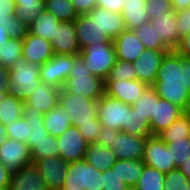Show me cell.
<instances>
[{"label": "cell", "mask_w": 190, "mask_h": 190, "mask_svg": "<svg viewBox=\"0 0 190 190\" xmlns=\"http://www.w3.org/2000/svg\"><path fill=\"white\" fill-rule=\"evenodd\" d=\"M152 86L159 98L176 104L185 112L190 111V91L184 87L185 78L180 67V55L175 50L165 54Z\"/></svg>", "instance_id": "6da1fadb"}, {"label": "cell", "mask_w": 190, "mask_h": 190, "mask_svg": "<svg viewBox=\"0 0 190 190\" xmlns=\"http://www.w3.org/2000/svg\"><path fill=\"white\" fill-rule=\"evenodd\" d=\"M105 81L87 69L79 55H73V65L63 90L69 94L98 101L104 94Z\"/></svg>", "instance_id": "7a4b0ae2"}, {"label": "cell", "mask_w": 190, "mask_h": 190, "mask_svg": "<svg viewBox=\"0 0 190 190\" xmlns=\"http://www.w3.org/2000/svg\"><path fill=\"white\" fill-rule=\"evenodd\" d=\"M8 70L10 74L8 95L22 101L27 100L41 83L40 66L20 58Z\"/></svg>", "instance_id": "3957f363"}, {"label": "cell", "mask_w": 190, "mask_h": 190, "mask_svg": "<svg viewBox=\"0 0 190 190\" xmlns=\"http://www.w3.org/2000/svg\"><path fill=\"white\" fill-rule=\"evenodd\" d=\"M78 55L87 69L104 81L108 78L117 60L113 43L91 44L80 50Z\"/></svg>", "instance_id": "277c9868"}, {"label": "cell", "mask_w": 190, "mask_h": 190, "mask_svg": "<svg viewBox=\"0 0 190 190\" xmlns=\"http://www.w3.org/2000/svg\"><path fill=\"white\" fill-rule=\"evenodd\" d=\"M61 190H102V172L84 159L70 162Z\"/></svg>", "instance_id": "5b68a950"}, {"label": "cell", "mask_w": 190, "mask_h": 190, "mask_svg": "<svg viewBox=\"0 0 190 190\" xmlns=\"http://www.w3.org/2000/svg\"><path fill=\"white\" fill-rule=\"evenodd\" d=\"M59 105L68 112L72 125L77 128L97 118V101L69 94L63 89L60 92Z\"/></svg>", "instance_id": "8992f818"}, {"label": "cell", "mask_w": 190, "mask_h": 190, "mask_svg": "<svg viewBox=\"0 0 190 190\" xmlns=\"http://www.w3.org/2000/svg\"><path fill=\"white\" fill-rule=\"evenodd\" d=\"M142 161L145 165L163 173L177 169L172 160L171 148L158 135L147 137Z\"/></svg>", "instance_id": "52a82bcc"}, {"label": "cell", "mask_w": 190, "mask_h": 190, "mask_svg": "<svg viewBox=\"0 0 190 190\" xmlns=\"http://www.w3.org/2000/svg\"><path fill=\"white\" fill-rule=\"evenodd\" d=\"M131 109V105L106 94H103L97 101V117L100 124L117 131H122V127L126 123L127 111H131Z\"/></svg>", "instance_id": "ba28073f"}, {"label": "cell", "mask_w": 190, "mask_h": 190, "mask_svg": "<svg viewBox=\"0 0 190 190\" xmlns=\"http://www.w3.org/2000/svg\"><path fill=\"white\" fill-rule=\"evenodd\" d=\"M73 65V55L55 54L40 66L41 82L57 89H62L69 78Z\"/></svg>", "instance_id": "9c48e42d"}, {"label": "cell", "mask_w": 190, "mask_h": 190, "mask_svg": "<svg viewBox=\"0 0 190 190\" xmlns=\"http://www.w3.org/2000/svg\"><path fill=\"white\" fill-rule=\"evenodd\" d=\"M0 162L11 174L33 164L27 143L12 138H7L0 146Z\"/></svg>", "instance_id": "30bf717a"}, {"label": "cell", "mask_w": 190, "mask_h": 190, "mask_svg": "<svg viewBox=\"0 0 190 190\" xmlns=\"http://www.w3.org/2000/svg\"><path fill=\"white\" fill-rule=\"evenodd\" d=\"M59 156L67 163L84 159L89 145L76 126H70L59 137Z\"/></svg>", "instance_id": "8fae6325"}, {"label": "cell", "mask_w": 190, "mask_h": 190, "mask_svg": "<svg viewBox=\"0 0 190 190\" xmlns=\"http://www.w3.org/2000/svg\"><path fill=\"white\" fill-rule=\"evenodd\" d=\"M68 164L57 156L38 160L34 166L43 176L49 190H61L67 176Z\"/></svg>", "instance_id": "7c38bea8"}, {"label": "cell", "mask_w": 190, "mask_h": 190, "mask_svg": "<svg viewBox=\"0 0 190 190\" xmlns=\"http://www.w3.org/2000/svg\"><path fill=\"white\" fill-rule=\"evenodd\" d=\"M62 89H57L41 82L30 97L24 101L23 111L41 112L47 114L59 104V96Z\"/></svg>", "instance_id": "4fadbf2b"}, {"label": "cell", "mask_w": 190, "mask_h": 190, "mask_svg": "<svg viewBox=\"0 0 190 190\" xmlns=\"http://www.w3.org/2000/svg\"><path fill=\"white\" fill-rule=\"evenodd\" d=\"M147 137L126 134L120 131L114 136L111 148L114 150L117 159L142 160Z\"/></svg>", "instance_id": "5bb4252c"}, {"label": "cell", "mask_w": 190, "mask_h": 190, "mask_svg": "<svg viewBox=\"0 0 190 190\" xmlns=\"http://www.w3.org/2000/svg\"><path fill=\"white\" fill-rule=\"evenodd\" d=\"M169 51L145 49L133 62L137 79L148 86L156 80L157 71L165 54Z\"/></svg>", "instance_id": "9a60e30c"}, {"label": "cell", "mask_w": 190, "mask_h": 190, "mask_svg": "<svg viewBox=\"0 0 190 190\" xmlns=\"http://www.w3.org/2000/svg\"><path fill=\"white\" fill-rule=\"evenodd\" d=\"M147 86V84L138 79L128 81H105L104 94L132 106L142 96Z\"/></svg>", "instance_id": "2e32d148"}, {"label": "cell", "mask_w": 190, "mask_h": 190, "mask_svg": "<svg viewBox=\"0 0 190 190\" xmlns=\"http://www.w3.org/2000/svg\"><path fill=\"white\" fill-rule=\"evenodd\" d=\"M87 15L111 40L116 39L121 33L127 30L125 20L121 13L96 6Z\"/></svg>", "instance_id": "e0dca14e"}, {"label": "cell", "mask_w": 190, "mask_h": 190, "mask_svg": "<svg viewBox=\"0 0 190 190\" xmlns=\"http://www.w3.org/2000/svg\"><path fill=\"white\" fill-rule=\"evenodd\" d=\"M54 55L50 41L27 32L23 39L22 58L26 59L28 63L41 66Z\"/></svg>", "instance_id": "ac0fdd59"}, {"label": "cell", "mask_w": 190, "mask_h": 190, "mask_svg": "<svg viewBox=\"0 0 190 190\" xmlns=\"http://www.w3.org/2000/svg\"><path fill=\"white\" fill-rule=\"evenodd\" d=\"M54 54L78 55L80 47L77 42L74 21H63L56 26L55 36L51 40Z\"/></svg>", "instance_id": "d6986e66"}, {"label": "cell", "mask_w": 190, "mask_h": 190, "mask_svg": "<svg viewBox=\"0 0 190 190\" xmlns=\"http://www.w3.org/2000/svg\"><path fill=\"white\" fill-rule=\"evenodd\" d=\"M184 113L185 111L176 104L159 98L149 122L151 135H159Z\"/></svg>", "instance_id": "ffe728a7"}, {"label": "cell", "mask_w": 190, "mask_h": 190, "mask_svg": "<svg viewBox=\"0 0 190 190\" xmlns=\"http://www.w3.org/2000/svg\"><path fill=\"white\" fill-rule=\"evenodd\" d=\"M74 24L80 50L91 44L113 43V40H111L87 14L79 15L74 20Z\"/></svg>", "instance_id": "44dd1931"}, {"label": "cell", "mask_w": 190, "mask_h": 190, "mask_svg": "<svg viewBox=\"0 0 190 190\" xmlns=\"http://www.w3.org/2000/svg\"><path fill=\"white\" fill-rule=\"evenodd\" d=\"M155 31L169 50H175L179 45L178 28L176 27V12L166 11L155 18L149 19Z\"/></svg>", "instance_id": "7402d4cb"}, {"label": "cell", "mask_w": 190, "mask_h": 190, "mask_svg": "<svg viewBox=\"0 0 190 190\" xmlns=\"http://www.w3.org/2000/svg\"><path fill=\"white\" fill-rule=\"evenodd\" d=\"M118 60L133 63L146 49L133 30H126L113 40Z\"/></svg>", "instance_id": "603a6c76"}, {"label": "cell", "mask_w": 190, "mask_h": 190, "mask_svg": "<svg viewBox=\"0 0 190 190\" xmlns=\"http://www.w3.org/2000/svg\"><path fill=\"white\" fill-rule=\"evenodd\" d=\"M7 190H49L43 176L34 164L11 175Z\"/></svg>", "instance_id": "cb8c5ba5"}, {"label": "cell", "mask_w": 190, "mask_h": 190, "mask_svg": "<svg viewBox=\"0 0 190 190\" xmlns=\"http://www.w3.org/2000/svg\"><path fill=\"white\" fill-rule=\"evenodd\" d=\"M84 160L94 166L97 170L103 172L111 169L116 163L117 158L112 148L102 146L98 143H89Z\"/></svg>", "instance_id": "d4e9b609"}, {"label": "cell", "mask_w": 190, "mask_h": 190, "mask_svg": "<svg viewBox=\"0 0 190 190\" xmlns=\"http://www.w3.org/2000/svg\"><path fill=\"white\" fill-rule=\"evenodd\" d=\"M145 7L146 0H124L121 15L128 30H133L149 21Z\"/></svg>", "instance_id": "484cf974"}, {"label": "cell", "mask_w": 190, "mask_h": 190, "mask_svg": "<svg viewBox=\"0 0 190 190\" xmlns=\"http://www.w3.org/2000/svg\"><path fill=\"white\" fill-rule=\"evenodd\" d=\"M23 117L26 119V143L31 151L48 133L41 112L23 111Z\"/></svg>", "instance_id": "4316f807"}, {"label": "cell", "mask_w": 190, "mask_h": 190, "mask_svg": "<svg viewBox=\"0 0 190 190\" xmlns=\"http://www.w3.org/2000/svg\"><path fill=\"white\" fill-rule=\"evenodd\" d=\"M44 126L48 134L59 137L68 127L72 126L68 112L59 104L43 115Z\"/></svg>", "instance_id": "83f0119b"}, {"label": "cell", "mask_w": 190, "mask_h": 190, "mask_svg": "<svg viewBox=\"0 0 190 190\" xmlns=\"http://www.w3.org/2000/svg\"><path fill=\"white\" fill-rule=\"evenodd\" d=\"M59 23L60 21L52 13L45 10L27 26L28 33L40 36L51 42L55 36L56 26Z\"/></svg>", "instance_id": "f1b7e54d"}, {"label": "cell", "mask_w": 190, "mask_h": 190, "mask_svg": "<svg viewBox=\"0 0 190 190\" xmlns=\"http://www.w3.org/2000/svg\"><path fill=\"white\" fill-rule=\"evenodd\" d=\"M144 165L145 164L142 160L117 159L116 163L112 167V170H115L119 178L128 186L135 187L141 177Z\"/></svg>", "instance_id": "f546056e"}, {"label": "cell", "mask_w": 190, "mask_h": 190, "mask_svg": "<svg viewBox=\"0 0 190 190\" xmlns=\"http://www.w3.org/2000/svg\"><path fill=\"white\" fill-rule=\"evenodd\" d=\"M15 17L27 26L45 11L44 0H15Z\"/></svg>", "instance_id": "4dcf8cb0"}, {"label": "cell", "mask_w": 190, "mask_h": 190, "mask_svg": "<svg viewBox=\"0 0 190 190\" xmlns=\"http://www.w3.org/2000/svg\"><path fill=\"white\" fill-rule=\"evenodd\" d=\"M158 136L166 144L174 140L190 138V111L185 112Z\"/></svg>", "instance_id": "1f68e13d"}, {"label": "cell", "mask_w": 190, "mask_h": 190, "mask_svg": "<svg viewBox=\"0 0 190 190\" xmlns=\"http://www.w3.org/2000/svg\"><path fill=\"white\" fill-rule=\"evenodd\" d=\"M27 32V25L17 19L15 15L0 18V42L10 38L24 39Z\"/></svg>", "instance_id": "d6a6232c"}, {"label": "cell", "mask_w": 190, "mask_h": 190, "mask_svg": "<svg viewBox=\"0 0 190 190\" xmlns=\"http://www.w3.org/2000/svg\"><path fill=\"white\" fill-rule=\"evenodd\" d=\"M24 101L5 95L0 102V123L10 124L23 117Z\"/></svg>", "instance_id": "836d02e7"}, {"label": "cell", "mask_w": 190, "mask_h": 190, "mask_svg": "<svg viewBox=\"0 0 190 190\" xmlns=\"http://www.w3.org/2000/svg\"><path fill=\"white\" fill-rule=\"evenodd\" d=\"M23 39L10 38L0 42V65L8 68L22 58Z\"/></svg>", "instance_id": "e575fe53"}, {"label": "cell", "mask_w": 190, "mask_h": 190, "mask_svg": "<svg viewBox=\"0 0 190 190\" xmlns=\"http://www.w3.org/2000/svg\"><path fill=\"white\" fill-rule=\"evenodd\" d=\"M137 37L142 41L146 49L157 51H170L161 40L159 34L155 31L150 21L133 29Z\"/></svg>", "instance_id": "d590c367"}, {"label": "cell", "mask_w": 190, "mask_h": 190, "mask_svg": "<svg viewBox=\"0 0 190 190\" xmlns=\"http://www.w3.org/2000/svg\"><path fill=\"white\" fill-rule=\"evenodd\" d=\"M121 132L135 136H150L151 128L149 121L132 108L131 111H127L126 123Z\"/></svg>", "instance_id": "8d00e7d4"}, {"label": "cell", "mask_w": 190, "mask_h": 190, "mask_svg": "<svg viewBox=\"0 0 190 190\" xmlns=\"http://www.w3.org/2000/svg\"><path fill=\"white\" fill-rule=\"evenodd\" d=\"M45 10L52 13L60 22L74 21L79 15L71 0H44Z\"/></svg>", "instance_id": "74e56055"}, {"label": "cell", "mask_w": 190, "mask_h": 190, "mask_svg": "<svg viewBox=\"0 0 190 190\" xmlns=\"http://www.w3.org/2000/svg\"><path fill=\"white\" fill-rule=\"evenodd\" d=\"M165 173L144 165L141 177L135 188L137 190H164Z\"/></svg>", "instance_id": "f35d334b"}, {"label": "cell", "mask_w": 190, "mask_h": 190, "mask_svg": "<svg viewBox=\"0 0 190 190\" xmlns=\"http://www.w3.org/2000/svg\"><path fill=\"white\" fill-rule=\"evenodd\" d=\"M159 100L153 86H147L142 93V96L132 105V108L139 112L146 120L150 122L154 115L155 103Z\"/></svg>", "instance_id": "ab89813d"}, {"label": "cell", "mask_w": 190, "mask_h": 190, "mask_svg": "<svg viewBox=\"0 0 190 190\" xmlns=\"http://www.w3.org/2000/svg\"><path fill=\"white\" fill-rule=\"evenodd\" d=\"M30 152L33 164L38 160L59 156L57 138L48 134L43 140L36 143L35 147Z\"/></svg>", "instance_id": "60d3db41"}, {"label": "cell", "mask_w": 190, "mask_h": 190, "mask_svg": "<svg viewBox=\"0 0 190 190\" xmlns=\"http://www.w3.org/2000/svg\"><path fill=\"white\" fill-rule=\"evenodd\" d=\"M135 79H137V75L133 63L117 59L105 81H128Z\"/></svg>", "instance_id": "b9f144b4"}, {"label": "cell", "mask_w": 190, "mask_h": 190, "mask_svg": "<svg viewBox=\"0 0 190 190\" xmlns=\"http://www.w3.org/2000/svg\"><path fill=\"white\" fill-rule=\"evenodd\" d=\"M167 145L171 148L172 160L177 168L190 157V138L174 140Z\"/></svg>", "instance_id": "7bdbcfd3"}, {"label": "cell", "mask_w": 190, "mask_h": 190, "mask_svg": "<svg viewBox=\"0 0 190 190\" xmlns=\"http://www.w3.org/2000/svg\"><path fill=\"white\" fill-rule=\"evenodd\" d=\"M189 179L177 168L165 173L164 190H187Z\"/></svg>", "instance_id": "ee69618b"}, {"label": "cell", "mask_w": 190, "mask_h": 190, "mask_svg": "<svg viewBox=\"0 0 190 190\" xmlns=\"http://www.w3.org/2000/svg\"><path fill=\"white\" fill-rule=\"evenodd\" d=\"M127 187L112 168L102 172V190H125Z\"/></svg>", "instance_id": "f6af8a7d"}, {"label": "cell", "mask_w": 190, "mask_h": 190, "mask_svg": "<svg viewBox=\"0 0 190 190\" xmlns=\"http://www.w3.org/2000/svg\"><path fill=\"white\" fill-rule=\"evenodd\" d=\"M145 9L149 19L155 18L166 11H174L171 0H146Z\"/></svg>", "instance_id": "bcb514c9"}, {"label": "cell", "mask_w": 190, "mask_h": 190, "mask_svg": "<svg viewBox=\"0 0 190 190\" xmlns=\"http://www.w3.org/2000/svg\"><path fill=\"white\" fill-rule=\"evenodd\" d=\"M8 138L26 143V119L21 117L6 125Z\"/></svg>", "instance_id": "7dc6e473"}, {"label": "cell", "mask_w": 190, "mask_h": 190, "mask_svg": "<svg viewBox=\"0 0 190 190\" xmlns=\"http://www.w3.org/2000/svg\"><path fill=\"white\" fill-rule=\"evenodd\" d=\"M102 125L98 117L91 123L82 124L78 127L79 132L83 138L89 143H95L98 139Z\"/></svg>", "instance_id": "c3c4849f"}, {"label": "cell", "mask_w": 190, "mask_h": 190, "mask_svg": "<svg viewBox=\"0 0 190 190\" xmlns=\"http://www.w3.org/2000/svg\"><path fill=\"white\" fill-rule=\"evenodd\" d=\"M176 27L178 28V38L190 33V8L176 12Z\"/></svg>", "instance_id": "681fc988"}, {"label": "cell", "mask_w": 190, "mask_h": 190, "mask_svg": "<svg viewBox=\"0 0 190 190\" xmlns=\"http://www.w3.org/2000/svg\"><path fill=\"white\" fill-rule=\"evenodd\" d=\"M119 132L120 131L102 126L96 143L111 148V143L114 140V136Z\"/></svg>", "instance_id": "f907efd6"}, {"label": "cell", "mask_w": 190, "mask_h": 190, "mask_svg": "<svg viewBox=\"0 0 190 190\" xmlns=\"http://www.w3.org/2000/svg\"><path fill=\"white\" fill-rule=\"evenodd\" d=\"M78 15L89 13L97 6V0H71Z\"/></svg>", "instance_id": "816d5d0a"}, {"label": "cell", "mask_w": 190, "mask_h": 190, "mask_svg": "<svg viewBox=\"0 0 190 190\" xmlns=\"http://www.w3.org/2000/svg\"><path fill=\"white\" fill-rule=\"evenodd\" d=\"M124 0H97V6L106 8L109 11L121 13Z\"/></svg>", "instance_id": "f5cc1de1"}, {"label": "cell", "mask_w": 190, "mask_h": 190, "mask_svg": "<svg viewBox=\"0 0 190 190\" xmlns=\"http://www.w3.org/2000/svg\"><path fill=\"white\" fill-rule=\"evenodd\" d=\"M10 87V74L8 68L0 65V94L8 95Z\"/></svg>", "instance_id": "db71d44e"}, {"label": "cell", "mask_w": 190, "mask_h": 190, "mask_svg": "<svg viewBox=\"0 0 190 190\" xmlns=\"http://www.w3.org/2000/svg\"><path fill=\"white\" fill-rule=\"evenodd\" d=\"M15 0H0V18L15 15Z\"/></svg>", "instance_id": "11a10c76"}, {"label": "cell", "mask_w": 190, "mask_h": 190, "mask_svg": "<svg viewBox=\"0 0 190 190\" xmlns=\"http://www.w3.org/2000/svg\"><path fill=\"white\" fill-rule=\"evenodd\" d=\"M175 51L180 56L190 59V33L180 38L179 45Z\"/></svg>", "instance_id": "9f6ffc18"}, {"label": "cell", "mask_w": 190, "mask_h": 190, "mask_svg": "<svg viewBox=\"0 0 190 190\" xmlns=\"http://www.w3.org/2000/svg\"><path fill=\"white\" fill-rule=\"evenodd\" d=\"M180 67L182 72H184L185 78V88L190 91V59L180 56Z\"/></svg>", "instance_id": "6f0895ef"}, {"label": "cell", "mask_w": 190, "mask_h": 190, "mask_svg": "<svg viewBox=\"0 0 190 190\" xmlns=\"http://www.w3.org/2000/svg\"><path fill=\"white\" fill-rule=\"evenodd\" d=\"M11 175L9 170L0 162V190H7Z\"/></svg>", "instance_id": "680465c9"}, {"label": "cell", "mask_w": 190, "mask_h": 190, "mask_svg": "<svg viewBox=\"0 0 190 190\" xmlns=\"http://www.w3.org/2000/svg\"><path fill=\"white\" fill-rule=\"evenodd\" d=\"M172 9L175 12L183 11L190 8V0H171Z\"/></svg>", "instance_id": "91938a15"}, {"label": "cell", "mask_w": 190, "mask_h": 190, "mask_svg": "<svg viewBox=\"0 0 190 190\" xmlns=\"http://www.w3.org/2000/svg\"><path fill=\"white\" fill-rule=\"evenodd\" d=\"M178 169L188 178L190 179V157L184 161Z\"/></svg>", "instance_id": "94428289"}, {"label": "cell", "mask_w": 190, "mask_h": 190, "mask_svg": "<svg viewBox=\"0 0 190 190\" xmlns=\"http://www.w3.org/2000/svg\"><path fill=\"white\" fill-rule=\"evenodd\" d=\"M8 134H7V129L6 125H3L0 123V146L7 140Z\"/></svg>", "instance_id": "6125c7cd"}, {"label": "cell", "mask_w": 190, "mask_h": 190, "mask_svg": "<svg viewBox=\"0 0 190 190\" xmlns=\"http://www.w3.org/2000/svg\"><path fill=\"white\" fill-rule=\"evenodd\" d=\"M125 190H137L135 187H127Z\"/></svg>", "instance_id": "be15d7a7"}, {"label": "cell", "mask_w": 190, "mask_h": 190, "mask_svg": "<svg viewBox=\"0 0 190 190\" xmlns=\"http://www.w3.org/2000/svg\"><path fill=\"white\" fill-rule=\"evenodd\" d=\"M186 189H187V190H190V179H189V181H188V184H187V186H186Z\"/></svg>", "instance_id": "e7e4bbea"}, {"label": "cell", "mask_w": 190, "mask_h": 190, "mask_svg": "<svg viewBox=\"0 0 190 190\" xmlns=\"http://www.w3.org/2000/svg\"><path fill=\"white\" fill-rule=\"evenodd\" d=\"M4 96H5V95L0 94V102H1V100L4 98Z\"/></svg>", "instance_id": "03108f58"}]
</instances>
